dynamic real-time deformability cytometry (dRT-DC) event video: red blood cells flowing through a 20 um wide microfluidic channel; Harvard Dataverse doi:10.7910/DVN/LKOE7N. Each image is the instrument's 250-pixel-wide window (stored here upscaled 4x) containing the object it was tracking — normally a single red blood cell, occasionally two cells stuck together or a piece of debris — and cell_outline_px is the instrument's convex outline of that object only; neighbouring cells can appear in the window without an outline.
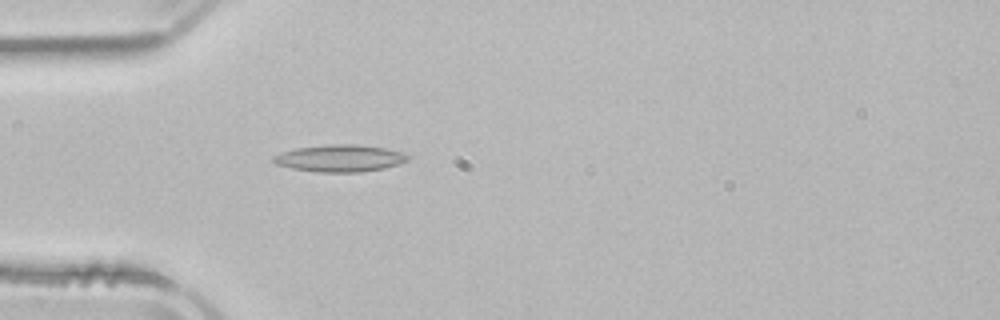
{"species": "common noctule bat (a hibernating species)", "species_latin": "Nyctalus noctula", "temperature_condition": "room temperature", "stored_images_in_passage": 4, "camera_frame_rate_fps": 3000, "um_per_image_px": 0.085, "animal": {"sex": "male", "body_mass_g": 21.5, "forearm_length_mm": 52.0}, "frame": {"image": 1, "passage_image": 4, "time_ms": 4.333, "image_size_px": [1000, 320], "cell_outline_px": [[408, 160], [384, 168], [360, 172], [316, 172], [292, 168], [276, 164], [272, 160], [272, 156], [280, 152], [296, 148], [332, 144], [360, 144], [384, 148], [404, 152], [408, 156]], "centroid_in_image_um": [28.86, 13.44], "position_along_channel_um": 56.1, "area_um2": 21.15}}